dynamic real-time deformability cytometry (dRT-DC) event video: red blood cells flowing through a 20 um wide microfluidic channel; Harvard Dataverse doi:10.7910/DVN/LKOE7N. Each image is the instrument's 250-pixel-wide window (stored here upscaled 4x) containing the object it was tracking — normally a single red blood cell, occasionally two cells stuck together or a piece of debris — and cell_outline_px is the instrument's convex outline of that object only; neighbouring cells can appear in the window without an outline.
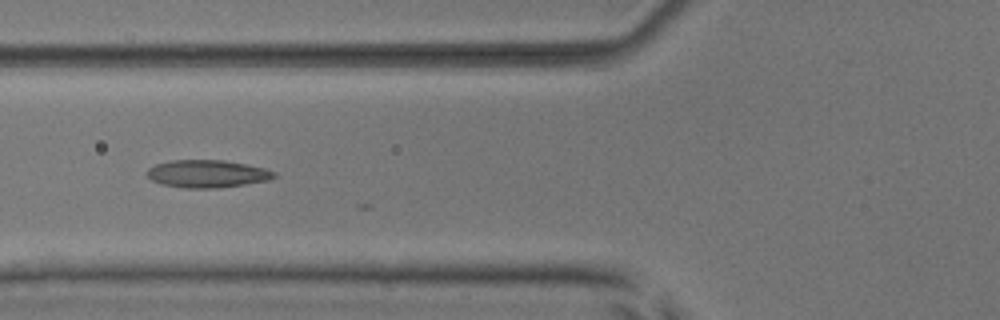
{"species": "common noctule bat (a hibernating species)", "species_latin": "Nyctalus noctula", "temperature_condition": "room temperature", "stored_images_in_passage": 16, "camera_frame_rate_fps": 3000, "um_per_image_px": 0.085, "animal": {"sex": "male", "body_mass_g": 17.9, "forearm_length_mm": 54.2}, "frame": {"image": 1, "passage_image": 5, "time_ms": 1.333, "image_size_px": [1000, 320], "cell_outline_px": [[276, 176], [268, 180], [244, 184], [216, 188], [184, 188], [164, 184], [152, 180], [148, 176], [148, 168], [156, 164], [172, 160], [224, 160], [248, 164], [264, 168], [276, 172]], "centroid_in_image_um": [17.64, 14.76], "position_along_channel_um": 108.2, "area_um2": 20.29}}